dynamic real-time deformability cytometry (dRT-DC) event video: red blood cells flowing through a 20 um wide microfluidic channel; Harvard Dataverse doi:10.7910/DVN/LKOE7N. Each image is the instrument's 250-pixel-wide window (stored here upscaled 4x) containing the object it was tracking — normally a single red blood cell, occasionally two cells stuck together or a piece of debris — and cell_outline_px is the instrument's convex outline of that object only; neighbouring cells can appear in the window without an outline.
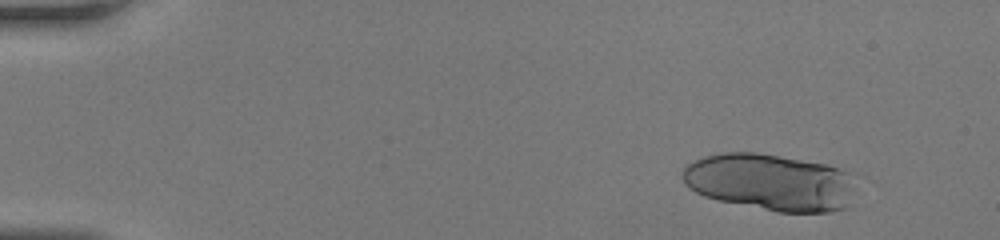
{"species": "human", "species_latin": "Homo sapiens", "temperature_condition": "room temperature", "stored_images_in_passage": 45, "segment_of_instrument_passage": [1, 2], "camera_frame_rate_fps": 3000, "um_per_image_px": 0.085, "donor": {"sex": "female"}, "frame": {"image": 1, "passage_image": 5, "time_ms": 1.333, "image_size_px": [1000, 240], "cell_outline_px": [[856, 176], [848, 208], [828, 212], [776, 212], [716, 200], [704, 196], [688, 188], [684, 184], [680, 176], [680, 172], [688, 164], [704, 156], [720, 152], [756, 152], [828, 164], [852, 172]], "centroid_in_image_um": [65.47, 15.48], "position_along_channel_um": 19.5, "area_um2": 58.44}}